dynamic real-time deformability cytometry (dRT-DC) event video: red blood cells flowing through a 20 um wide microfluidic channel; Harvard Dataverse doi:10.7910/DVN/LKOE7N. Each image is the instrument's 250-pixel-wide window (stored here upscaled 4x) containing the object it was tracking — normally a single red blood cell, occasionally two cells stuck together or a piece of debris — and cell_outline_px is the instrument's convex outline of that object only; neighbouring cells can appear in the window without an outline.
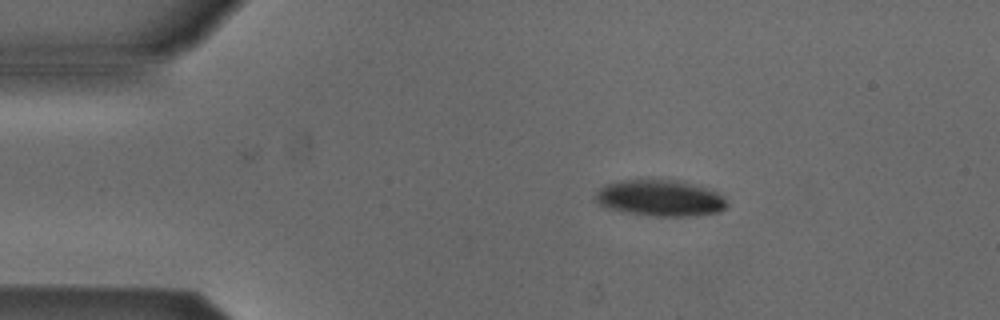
{"species": "Egyptian fruit bat (a non-hibernating species)", "species_latin": "Rousettus aegyptiacus", "temperature_condition": "cold", "stored_images_in_passage": 5, "camera_frame_rate_fps": 3000, "um_per_image_px": 0.085, "animal": {"sex": "male"}, "frame": {"image": 1, "passage_image": 1, "time_ms": 0.0, "image_size_px": [1000, 320], "cell_outline_px": [[728, 204], [720, 212], [688, 216], [648, 216], [620, 212], [604, 208], [592, 200], [592, 196], [604, 184], [620, 180], [680, 180], [716, 192], [724, 196]], "centroid_in_image_um": [56.01, 16.85], "position_along_channel_um": 29.0, "area_um2": 28.26}}
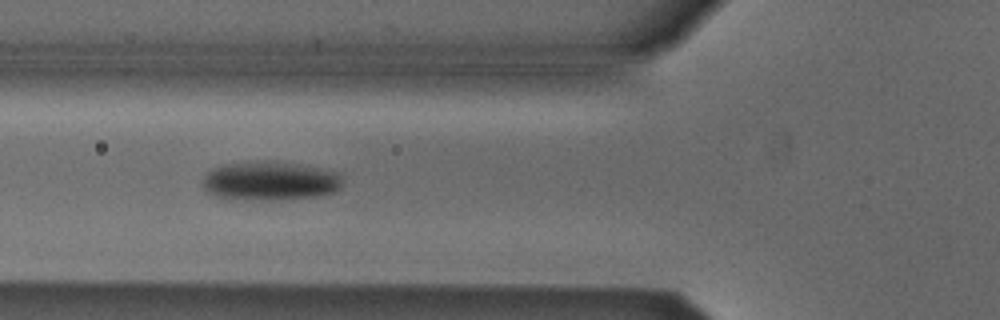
{"frame": {"image": 2, "passage_image": 4, "time_ms": 1.0, "image_size_px": [1000, 320], "cell_outline_px": [[344, 180], [340, 188], [332, 192], [320, 196], [276, 200], [232, 200], [216, 196], [208, 192], [200, 184], [204, 176], [212, 168], [224, 164], [248, 160], [268, 160], [296, 164], [340, 172]], "centroid_in_image_um": [22.92, 15.38], "position_along_channel_um": 102.9, "area_um2": 32.6}}
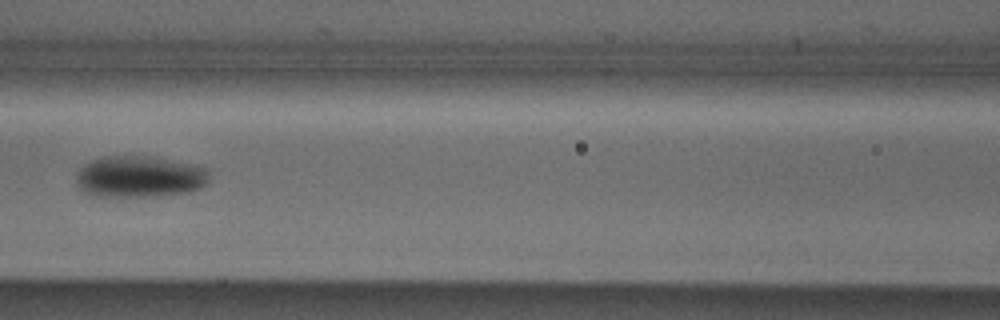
{"frame": {"image": 3, "passage_image": 5, "time_ms": 1.333, "image_size_px": [1000, 320], "cell_outline_px": [[208, 180], [200, 188], [188, 192], [156, 196], [96, 196], [84, 192], [76, 184], [76, 176], [80, 168], [88, 160], [104, 156], [160, 156], [196, 164], [208, 168]], "centroid_in_image_um": [11.87, 14.99], "position_along_channel_um": 154.7, "area_um2": 32.77}}